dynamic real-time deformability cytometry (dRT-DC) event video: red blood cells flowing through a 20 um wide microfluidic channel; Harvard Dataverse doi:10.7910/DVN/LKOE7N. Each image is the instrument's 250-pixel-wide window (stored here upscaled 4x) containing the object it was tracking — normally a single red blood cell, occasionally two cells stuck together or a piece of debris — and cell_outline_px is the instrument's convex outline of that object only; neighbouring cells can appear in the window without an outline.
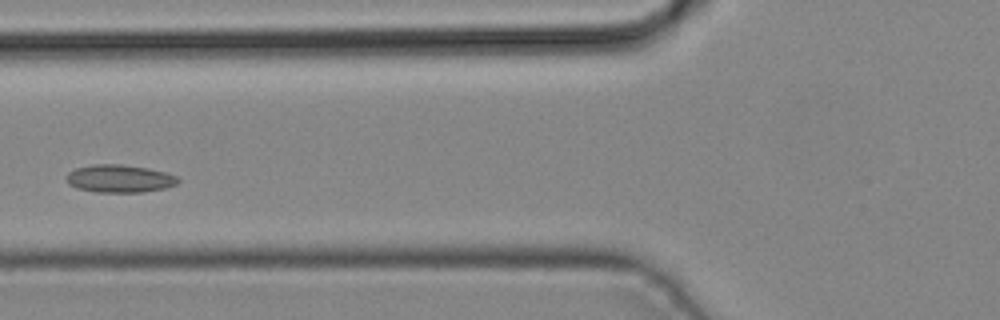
{"species": "common noctule bat (a hibernating species)", "species_latin": "Nyctalus noctula", "temperature_condition": "cold", "stored_images_in_passage": 4, "camera_frame_rate_fps": 3000, "um_per_image_px": 0.085, "animal": {"sex": "male", "body_mass_g": 19.2, "forearm_length_mm": 51.8}, "frame": {"image": 1, "passage_image": 4, "time_ms": 1.0, "image_size_px": [1000, 320], "cell_outline_px": [[180, 180], [176, 184], [164, 188], [144, 192], [96, 192], [76, 188], [68, 184], [68, 172], [76, 168], [92, 164], [120, 164], [148, 168], [164, 172], [176, 176]], "centroid_in_image_um": [10.15, 15.18], "position_along_channel_um": 115.6, "area_um2": 17.98}}